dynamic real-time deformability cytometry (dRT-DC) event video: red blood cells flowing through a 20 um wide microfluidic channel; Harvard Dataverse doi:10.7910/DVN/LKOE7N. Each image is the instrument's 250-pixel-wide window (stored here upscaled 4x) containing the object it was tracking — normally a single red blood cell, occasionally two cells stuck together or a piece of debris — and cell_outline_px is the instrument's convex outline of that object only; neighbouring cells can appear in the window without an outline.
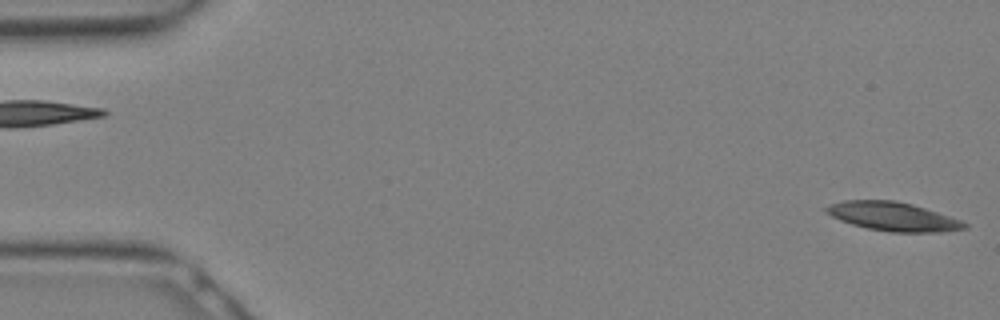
{"species": "Egyptian fruit bat (a non-hibernating species)", "species_latin": "Rousettus aegyptiacus", "temperature_condition": "warm", "stored_images_in_passage": 11, "camera_frame_rate_fps": 3000, "um_per_image_px": 0.085, "animal": {"sex": "female"}, "frame": {"image": 1, "passage_image": 1, "time_ms": 0.0, "image_size_px": [1000, 320], "cell_outline_px": [[968, 228], [940, 232], [888, 232], [868, 228], [852, 224], [840, 220], [824, 212], [824, 208], [832, 204], [844, 200], [896, 200], [912, 204], [960, 220], [968, 224]], "centroid_in_image_um": [75.89, 18.4], "position_along_channel_um": 9.1, "area_um2": 23.0}}
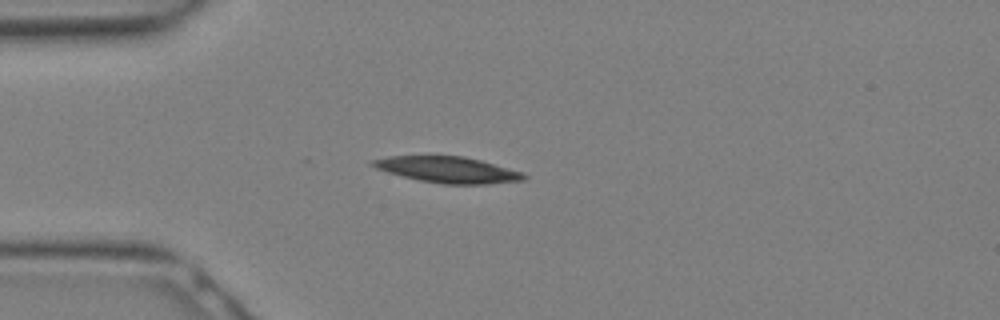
{"frame": {"image": 2, "passage_image": 8, "time_ms": 2.333, "image_size_px": [1000, 320], "cell_outline_px": [[528, 176], [524, 180], [488, 184], [444, 184], [420, 180], [388, 172], [376, 168], [368, 164], [372, 160], [388, 156], [464, 156], [480, 160], [524, 172]], "centroid_in_image_um": [38.09, 14.42], "position_along_channel_um": 46.9, "area_um2": 22.89}}
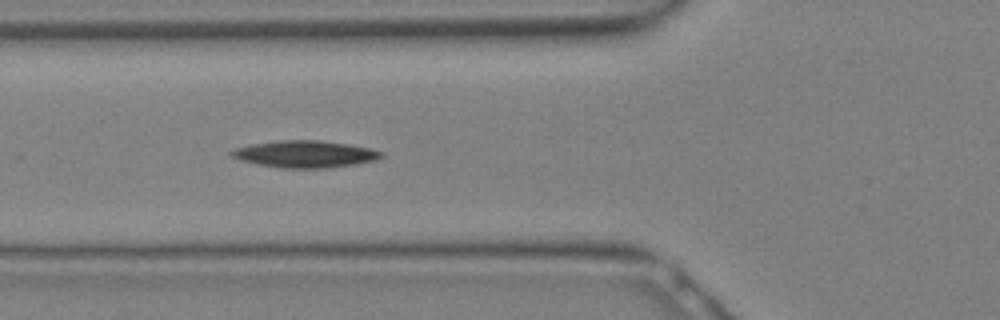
{"frame": {"image": 3, "passage_image": 11, "time_ms": 3.333, "image_size_px": [1000, 320], "cell_outline_px": [[384, 156], [376, 160], [356, 164], [328, 168], [280, 168], [256, 164], [240, 160], [232, 156], [228, 152], [232, 148], [248, 144], [276, 140], [320, 140], [348, 144], [368, 148], [384, 152]], "centroid_in_image_um": [25.87, 13.09], "position_along_channel_um": 99.9, "area_um2": 23.87}}